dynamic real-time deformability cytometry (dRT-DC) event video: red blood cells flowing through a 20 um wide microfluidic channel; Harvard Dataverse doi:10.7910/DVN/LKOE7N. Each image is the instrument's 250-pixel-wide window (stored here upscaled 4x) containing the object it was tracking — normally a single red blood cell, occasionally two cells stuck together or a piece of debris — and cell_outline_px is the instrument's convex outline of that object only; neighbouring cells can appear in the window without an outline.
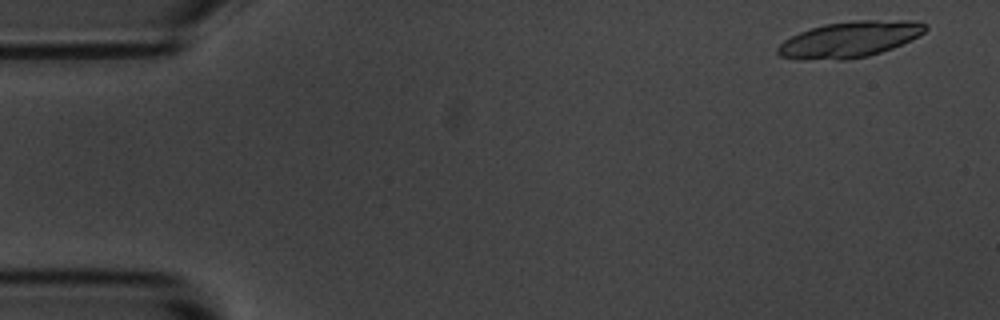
{"species": "common noctule bat (a hibernating species)", "species_latin": "Nyctalus noctula", "temperature_condition": "room temperature", "stored_images_in_passage": 4, "camera_frame_rate_fps": 3000, "um_per_image_px": 0.085, "animal": {"sex": "male", "body_mass_g": 20.1, "forearm_length_mm": 53.5}, "frame": {"image": 1, "passage_image": 1, "time_ms": 0.0, "image_size_px": [1000, 320], "cell_outline_px": [[928, 28], [924, 32], [892, 48], [868, 56], [844, 60], [796, 60], [780, 56], [776, 52], [776, 48], [784, 40], [800, 32], [824, 24], [852, 20], [916, 20], [928, 24]], "centroid_in_image_um": [72.19, 3.35], "position_along_channel_um": 12.8, "area_um2": 31.1}}